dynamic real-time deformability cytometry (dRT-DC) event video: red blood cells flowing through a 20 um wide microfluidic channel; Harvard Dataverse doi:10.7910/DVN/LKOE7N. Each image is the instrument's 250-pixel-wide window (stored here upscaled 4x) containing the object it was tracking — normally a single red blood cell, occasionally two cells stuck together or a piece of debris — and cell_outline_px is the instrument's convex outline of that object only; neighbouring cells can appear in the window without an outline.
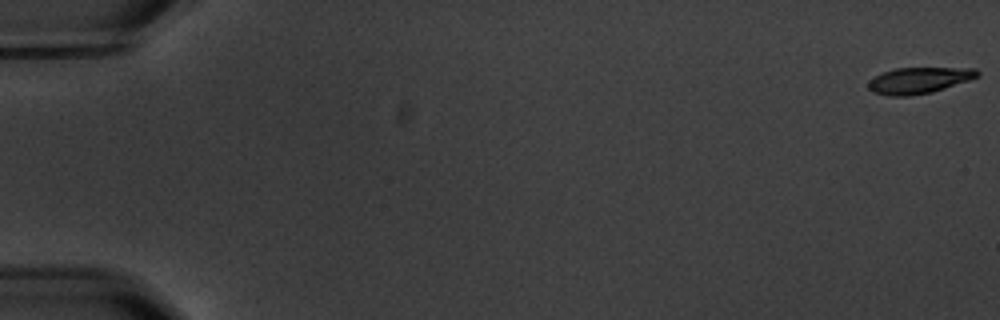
{"species": "common noctule bat (a hibernating species)", "species_latin": "Nyctalus noctula", "temperature_condition": "warm", "stored_images_in_passage": 5, "camera_frame_rate_fps": 3000, "um_per_image_px": 0.085, "animal": {"sex": "male", "body_mass_g": 20.1, "forearm_length_mm": 53.5}, "frame": {"image": 1, "passage_image": 1, "time_ms": 0.0, "image_size_px": [1000, 320], "cell_outline_px": [[980, 76], [932, 92], [908, 96], [888, 96], [872, 92], [868, 88], [868, 80], [884, 72], [896, 68], [976, 68], [980, 72]], "centroid_in_image_um": [78.1, 6.83], "position_along_channel_um": 6.9, "area_um2": 16.59}}